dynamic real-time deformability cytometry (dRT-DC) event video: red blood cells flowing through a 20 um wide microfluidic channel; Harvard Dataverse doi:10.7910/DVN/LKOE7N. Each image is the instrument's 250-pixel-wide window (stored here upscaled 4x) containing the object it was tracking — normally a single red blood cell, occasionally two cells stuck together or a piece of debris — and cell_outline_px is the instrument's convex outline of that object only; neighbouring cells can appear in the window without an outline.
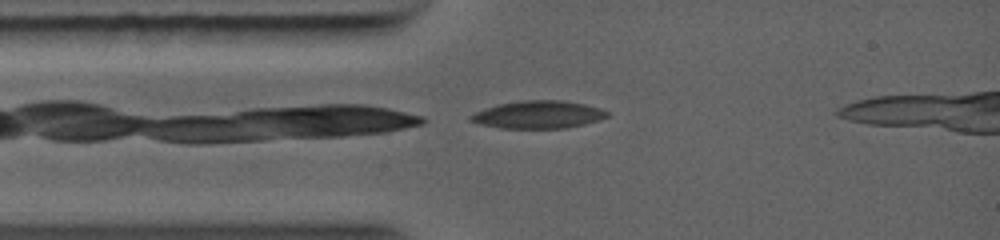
{"species": "common noctule bat (a hibernating species)", "species_latin": "Nyctalus noctula", "temperature_condition": "warm", "stored_images_in_passage": 3, "camera_frame_rate_fps": 5000, "um_per_image_px": 0.085, "animal": {"sex": "female", "body_mass_g": 19.0, "forearm_length_mm": 56.7}, "frame": {"image": 1, "passage_image": 1, "time_ms": 0.0, "image_size_px": [1000, 240], "cell_outline_px": [[608, 116], [596, 120], [564, 128], [504, 128], [484, 124], [472, 120], [468, 116], [476, 112], [496, 104], [520, 100], [564, 100], [584, 104], [608, 112]], "centroid_in_image_um": [45.72, 9.72], "position_along_channel_um": 39.3, "area_um2": 21.44}}
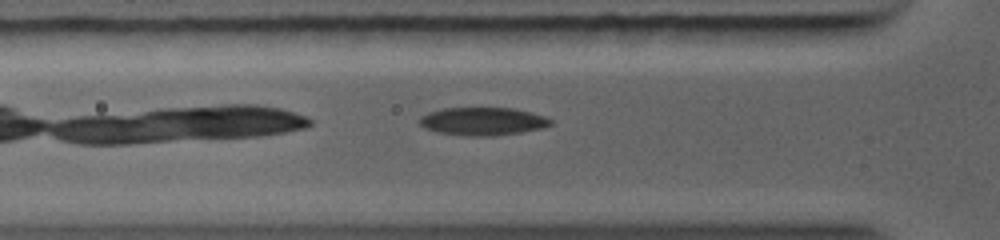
{"frame": {"image": 2, "passage_image": 3, "time_ms": 1.0, "image_size_px": [1000, 240], "cell_outline_px": [[552, 124], [536, 128], [516, 132], [444, 132], [428, 128], [420, 124], [420, 116], [428, 112], [444, 108], [512, 108], [544, 116], [552, 120]], "centroid_in_image_um": [41.02, 10.21], "position_along_channel_um": 84.8, "area_um2": 19.25}}